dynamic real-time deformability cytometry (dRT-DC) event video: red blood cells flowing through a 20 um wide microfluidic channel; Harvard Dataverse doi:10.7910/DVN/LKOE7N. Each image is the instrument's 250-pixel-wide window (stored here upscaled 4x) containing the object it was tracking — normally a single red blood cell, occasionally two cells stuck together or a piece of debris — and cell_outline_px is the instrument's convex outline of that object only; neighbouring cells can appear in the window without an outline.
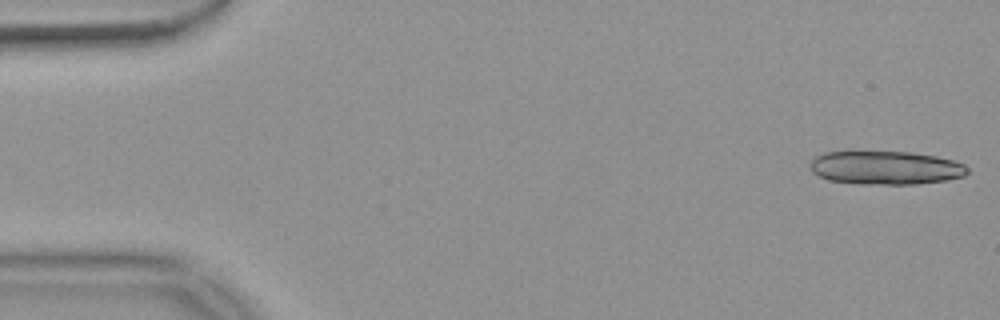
{"species": "common noctule bat (a hibernating species)", "species_latin": "Nyctalus noctula", "temperature_condition": "warm", "stored_images_in_passage": 54, "camera_frame_rate_fps": 3000, "um_per_image_px": 0.085, "animal": {"sex": "female", "body_mass_g": 18.4}, "frame": {"image": 1, "passage_image": 1, "time_ms": 0.0, "image_size_px": [1000, 320], "cell_outline_px": [[968, 172], [964, 176], [948, 180], [916, 184], [860, 184], [828, 180], [812, 172], [808, 164], [816, 156], [824, 152], [848, 148], [912, 152], [936, 156], [952, 160], [964, 164], [968, 168]], "centroid_in_image_um": [75.2, 14.21], "position_along_channel_um": 9.8, "area_um2": 32.08}}
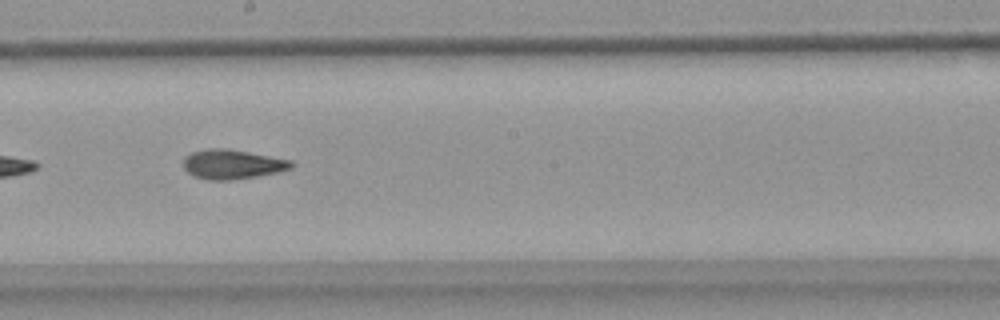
{"frame": {"image": 2, "passage_image": 30, "time_ms": 9.667, "image_size_px": [1000, 320], "cell_outline_px": [[296, 164], [292, 168], [280, 172], [256, 176], [228, 180], [208, 180], [192, 176], [184, 168], [184, 156], [192, 152], [208, 148], [228, 148], [292, 160]], "centroid_in_image_um": [19.76, 13.96], "position_along_channel_um": 228.4, "area_um2": 18.73}}
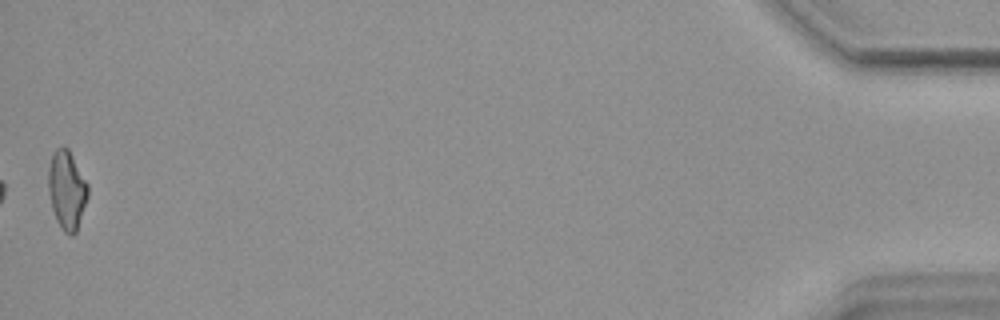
{"frame": {"image": 3, "passage_image": 54, "time_ms": 17.667, "image_size_px": [1000, 320], "cell_outline_px": [[88, 196], [76, 232], [72, 236], [64, 232], [56, 220], [52, 208], [48, 192], [48, 168], [52, 152], [56, 148], [64, 144], [68, 148], [88, 184]], "centroid_in_image_um": [5.66, 16.11], "position_along_channel_um": 429.5, "area_um2": 18.26}, "authors_computed_cell_mechanics": {"area_um2": 18.496, "velocity_mm_per_s": 3.7099, "shape_relaxation_time_tau1_ms": null, "shape_relaxation_time_tau2_ms": 2.5986, "deformation_change_tau1": null, "deformation_change_tau2": 0.108}}